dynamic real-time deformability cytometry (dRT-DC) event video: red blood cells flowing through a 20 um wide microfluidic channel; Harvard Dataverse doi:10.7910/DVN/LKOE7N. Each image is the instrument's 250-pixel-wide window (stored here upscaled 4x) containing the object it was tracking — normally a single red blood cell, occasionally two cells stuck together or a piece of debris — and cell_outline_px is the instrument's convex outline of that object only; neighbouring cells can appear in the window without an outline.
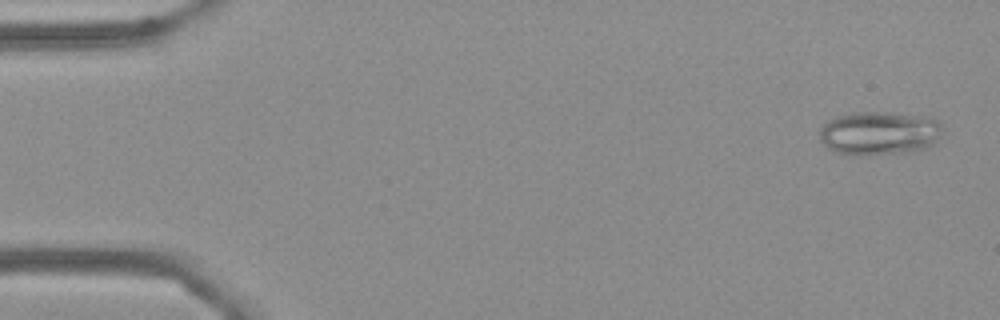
{"species": "Egyptian fruit bat (a non-hibernating species)", "species_latin": "Rousettus aegyptiacus", "temperature_condition": "cold", "stored_images_in_passage": 55, "camera_frame_rate_fps": 3000, "um_per_image_px": 0.085, "frame": {"image": 1, "passage_image": 2, "time_ms": 0.333, "image_size_px": [1000, 320], "cell_outline_px": [[940, 132], [932, 144], [912, 152], [868, 156], [840, 152], [828, 148], [820, 140], [820, 128], [828, 120], [836, 116], [852, 112], [884, 112], [924, 116], [936, 120], [940, 124]], "centroid_in_image_um": [74.69, 11.32], "position_along_channel_um": 10.3, "area_um2": 31.04}}
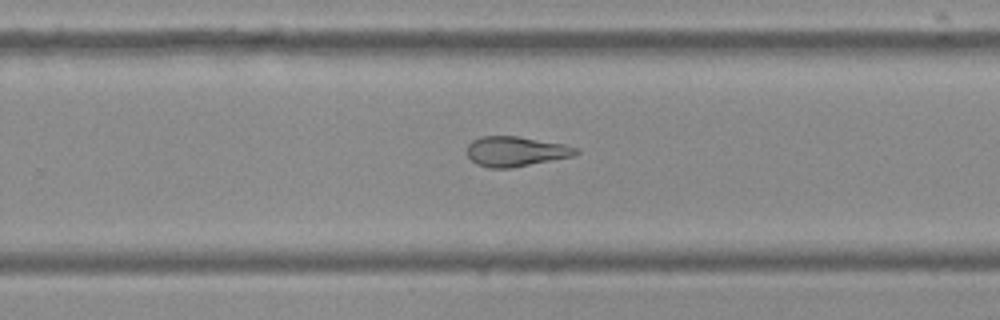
{"frame": {"image": 2, "passage_image": 35, "time_ms": 11.333, "image_size_px": [1000, 320], "cell_outline_px": [[580, 152], [572, 156], [512, 168], [488, 168], [476, 164], [468, 156], [468, 144], [472, 140], [480, 136], [516, 136], [564, 144], [580, 148]], "centroid_in_image_um": [43.84, 12.87], "position_along_channel_um": 286.0, "area_um2": 19.02}}
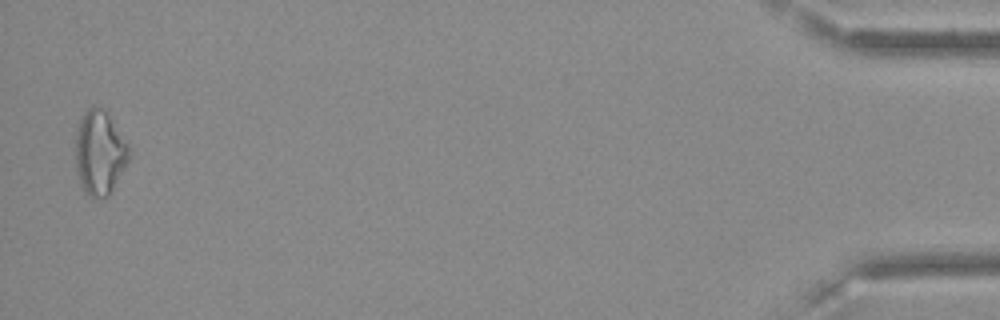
{"frame": {"image": 3, "passage_image": 54, "time_ms": 17.667, "image_size_px": [1000, 320], "cell_outline_px": [[132, 148], [128, 160], [108, 196], [92, 200], [84, 192], [80, 184], [76, 172], [76, 132], [80, 120], [84, 112], [92, 104], [104, 108]], "centroid_in_image_um": [8.47, 12.97], "position_along_channel_um": 426.7, "area_um2": 26.65}, "authors_computed_cell_mechanics": {"area_um2": 21.7328, "velocity_mm_per_s": 3.6464, "shape_relaxation_time_tau1_ms": null, "shape_relaxation_time_tau2_ms": 4.2987, "deformation_change_tau1": null, "deformation_change_tau2": 0.1077}}